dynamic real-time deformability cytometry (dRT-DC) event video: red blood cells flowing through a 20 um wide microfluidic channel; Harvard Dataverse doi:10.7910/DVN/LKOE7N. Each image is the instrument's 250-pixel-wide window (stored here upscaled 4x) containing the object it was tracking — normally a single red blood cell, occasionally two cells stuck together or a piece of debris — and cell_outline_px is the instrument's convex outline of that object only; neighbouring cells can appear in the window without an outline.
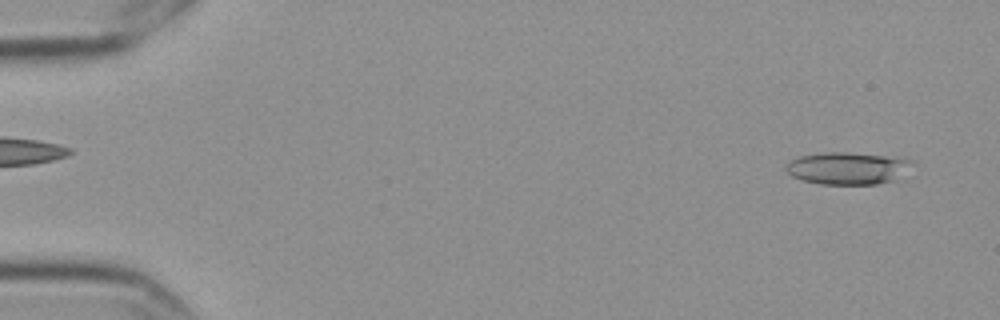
{"species": "Egyptian fruit bat (a non-hibernating species)", "species_latin": "Rousettus aegyptiacus", "temperature_condition": "cold", "stored_images_in_passage": 5, "camera_frame_rate_fps": 3000, "um_per_image_px": 0.085, "frame": {"image": 1, "passage_image": 1, "time_ms": 0.0, "image_size_px": [1000, 320], "cell_outline_px": [[912, 160], [896, 180], [876, 184], [820, 184], [804, 180], [792, 176], [784, 168], [784, 164], [788, 160], [800, 156], [824, 152], [848, 152], [900, 156]], "centroid_in_image_um": [71.99, 14.28], "position_along_channel_um": 13.0, "area_um2": 23.81}}
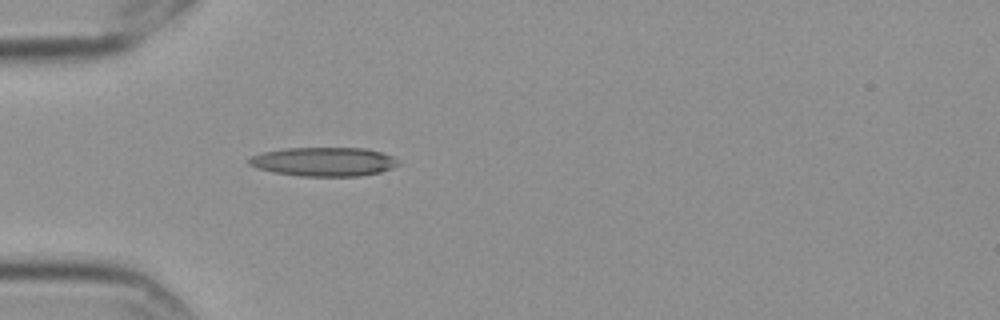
{"frame": {"image": 2, "passage_image": 5, "time_ms": 1.333, "image_size_px": [1000, 320], "cell_outline_px": [[400, 164], [392, 168], [380, 172], [360, 176], [300, 176], [276, 172], [256, 168], [248, 164], [248, 160], [252, 156], [264, 152], [284, 148], [364, 148], [380, 152], [392, 156], [400, 160]], "centroid_in_image_um": [27.55, 13.74], "position_along_channel_um": 57.4, "area_um2": 25.14}}